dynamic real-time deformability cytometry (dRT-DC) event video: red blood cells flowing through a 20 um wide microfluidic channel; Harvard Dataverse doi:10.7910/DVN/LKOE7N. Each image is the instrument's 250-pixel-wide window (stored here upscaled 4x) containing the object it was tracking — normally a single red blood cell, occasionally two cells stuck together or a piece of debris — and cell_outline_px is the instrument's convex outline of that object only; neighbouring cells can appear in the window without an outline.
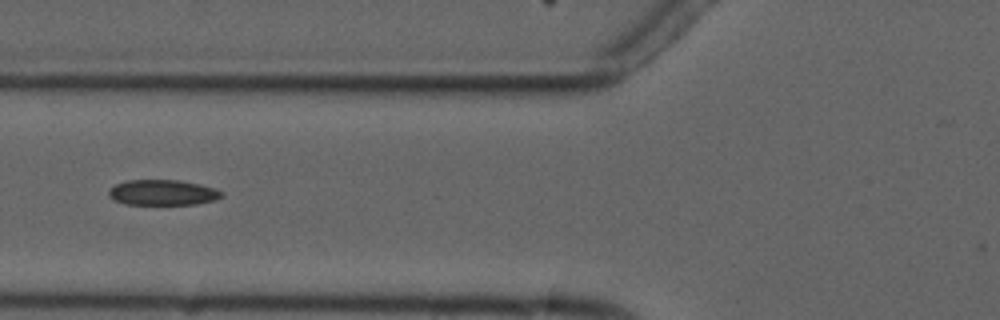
{"species": "common noctule bat (a hibernating species)", "species_latin": "Nyctalus noctula", "temperature_condition": "cold", "stored_images_in_passage": 3, "camera_frame_rate_fps": 3000, "um_per_image_px": 0.085, "animal": {"sex": "male", "forearm_length_mm": 52.5}, "frame": {"image": 1, "passage_image": 3, "time_ms": 2.333, "image_size_px": [1000, 320], "cell_outline_px": [[224, 196], [216, 200], [196, 204], [124, 204], [108, 196], [108, 188], [124, 180], [180, 180], [200, 184], [216, 188], [224, 192]], "centroid_in_image_um": [13.85, 16.36], "position_along_channel_um": 111.9, "area_um2": 16.99}}